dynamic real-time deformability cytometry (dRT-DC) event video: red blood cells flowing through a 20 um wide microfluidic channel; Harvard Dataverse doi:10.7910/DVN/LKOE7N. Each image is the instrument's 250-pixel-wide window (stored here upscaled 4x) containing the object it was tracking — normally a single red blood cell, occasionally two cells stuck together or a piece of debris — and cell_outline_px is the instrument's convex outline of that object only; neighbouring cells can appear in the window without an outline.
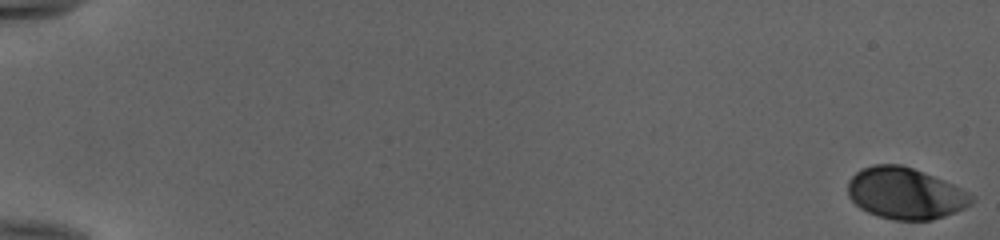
{"species": "human", "species_latin": "Homo sapiens", "temperature_condition": "cold", "stored_images_in_passage": 54, "camera_frame_rate_fps": 3000, "um_per_image_px": 0.085, "donor": {"sex": "female"}, "frame": {"image": 1, "passage_image": 1, "time_ms": 0.0, "image_size_px": [1000, 240], "cell_outline_px": [[976, 200], [972, 204], [956, 212], [932, 220], [896, 220], [880, 216], [868, 212], [860, 208], [848, 196], [848, 180], [860, 168], [872, 164], [900, 164], [912, 168], [952, 184], [976, 196]], "centroid_in_image_um": [76.95, 16.43], "position_along_channel_um": 8.0, "area_um2": 37.11}}
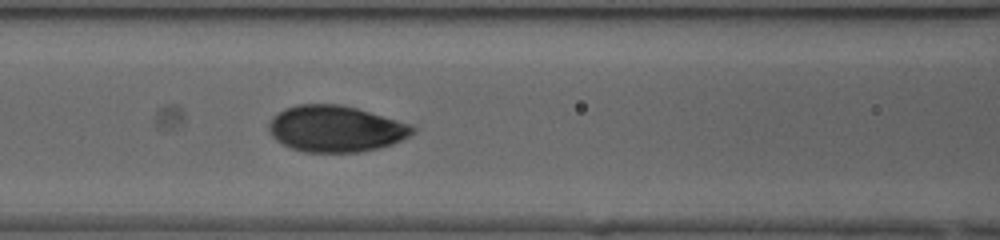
{"frame": {"image": 2, "passage_image": 26, "time_ms": 8.333, "image_size_px": [1000, 240], "cell_outline_px": [[416, 132], [392, 144], [360, 152], [304, 152], [292, 148], [276, 140], [272, 136], [268, 128], [268, 124], [284, 108], [296, 104], [340, 104], [356, 108], [412, 124], [416, 128]], "centroid_in_image_um": [28.55, 10.94], "position_along_channel_um": 138.1, "area_um2": 38.61}}
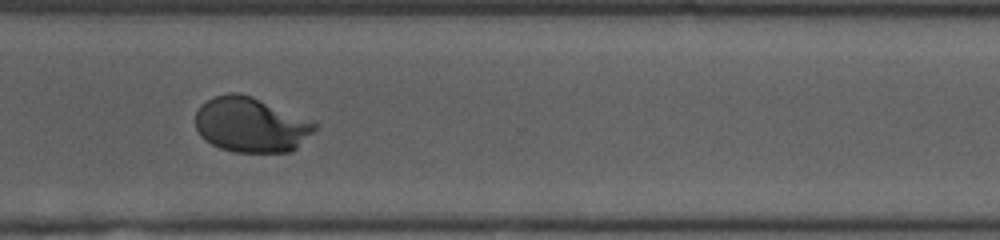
{"frame": {"image": 3, "passage_image": 42, "time_ms": 13.667, "image_size_px": [1000, 240], "cell_outline_px": [[316, 128], [292, 152], [232, 152], [220, 148], [204, 140], [200, 136], [196, 128], [196, 112], [200, 104], [212, 96], [228, 92], [236, 92], [252, 96], [316, 124]], "centroid_in_image_um": [21.24, 10.61], "position_along_channel_um": 349.4, "area_um2": 37.92}, "authors_computed_cell_mechanics": {"area_um2": 37.57, "velocity_mm_per_s": 3.9671, "shape_relaxation_time_tau1_ms": 3.5584, "shape_relaxation_time_tau2_ms": null, "deformation_change_tau1": 0.1474, "deformation_change_tau2": null}}